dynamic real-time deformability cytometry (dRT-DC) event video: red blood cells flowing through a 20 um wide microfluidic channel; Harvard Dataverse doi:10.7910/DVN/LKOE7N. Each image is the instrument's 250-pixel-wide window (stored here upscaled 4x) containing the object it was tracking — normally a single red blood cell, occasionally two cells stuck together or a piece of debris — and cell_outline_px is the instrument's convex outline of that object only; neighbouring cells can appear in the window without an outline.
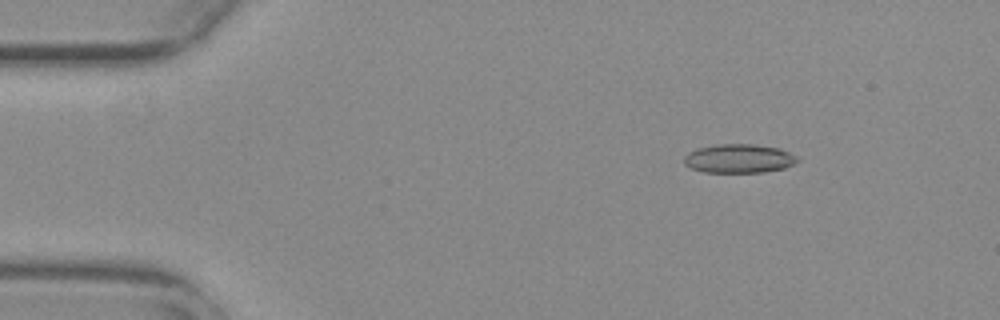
{"species": "common noctule bat (a hibernating species)", "species_latin": "Nyctalus noctula", "temperature_condition": "warm", "stored_images_in_passage": 55, "camera_frame_rate_fps": 3000, "um_per_image_px": 0.085, "animal": {"sex": "female", "body_mass_g": 29.2, "forearm_length_mm": 56.3}, "frame": {"image": 1, "passage_image": 8, "time_ms": 2.333, "image_size_px": [1000, 320], "cell_outline_px": [[800, 160], [784, 168], [764, 172], [704, 172], [692, 168], [684, 164], [684, 156], [688, 152], [696, 148], [716, 144], [752, 144], [780, 148], [796, 156]], "centroid_in_image_um": [62.79, 13.47], "position_along_channel_um": 22.2, "area_um2": 19.07}}
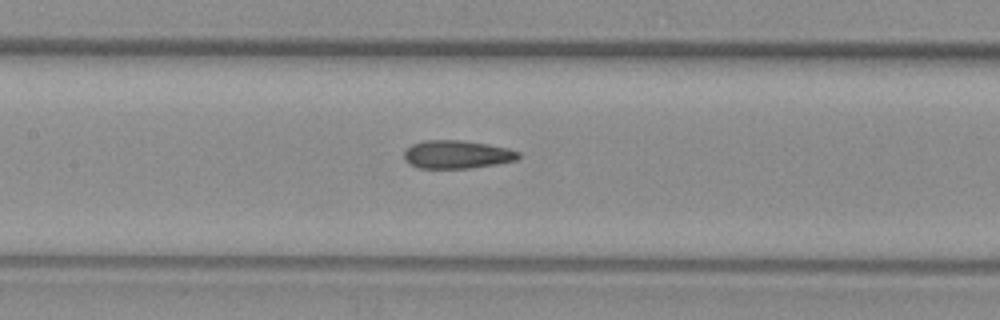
{"frame": {"image": 2, "passage_image": 26, "time_ms": 8.333, "image_size_px": [1000, 320], "cell_outline_px": [[520, 156], [516, 160], [496, 164], [472, 168], [420, 168], [408, 164], [404, 160], [404, 152], [412, 144], [424, 140], [460, 140], [488, 144], [508, 148], [520, 152]], "centroid_in_image_um": [38.83, 13.13], "position_along_channel_um": 168.6, "area_um2": 18.84}}
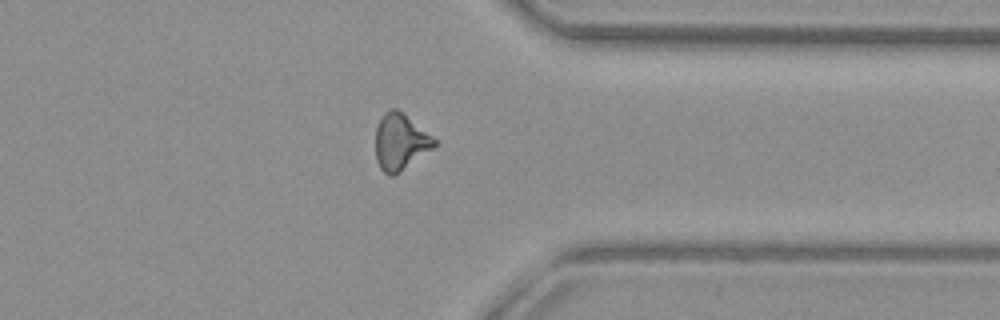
{"frame": {"image": 3, "passage_image": 43, "time_ms": 14.0, "image_size_px": [1000, 320], "cell_outline_px": [[436, 144], [432, 148], [400, 172], [392, 176], [388, 176], [380, 168], [376, 160], [376, 128], [384, 112], [392, 108], [396, 108], [432, 136], [436, 140]], "centroid_in_image_um": [34.0, 12.08], "position_along_channel_um": 377.4, "area_um2": 18.9}, "authors_computed_cell_mechanics": {"area_um2": 18.6694, "velocity_mm_per_s": 3.8054, "shape_relaxation_time_tau1_ms": null, "shape_relaxation_time_tau2_ms": 2.0258, "deformation_change_tau1": null, "deformation_change_tau2": 0.1017}}